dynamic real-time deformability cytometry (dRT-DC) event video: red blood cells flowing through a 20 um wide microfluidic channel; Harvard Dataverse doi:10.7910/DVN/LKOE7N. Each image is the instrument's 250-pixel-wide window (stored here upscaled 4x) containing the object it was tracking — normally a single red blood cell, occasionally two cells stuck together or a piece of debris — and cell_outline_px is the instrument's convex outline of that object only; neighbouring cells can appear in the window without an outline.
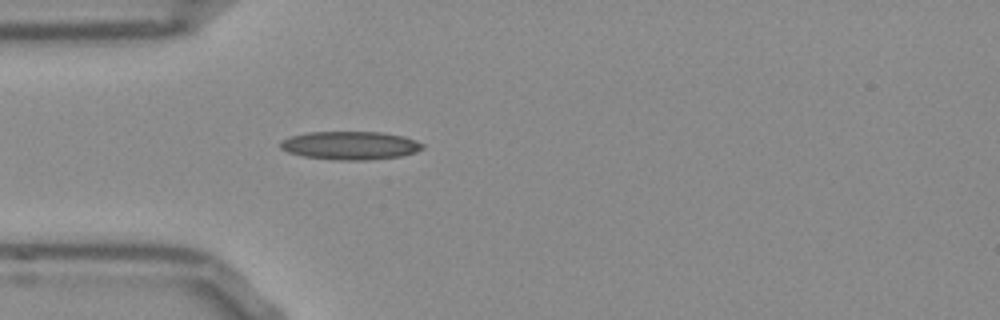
{"species": "Egyptian fruit bat (a non-hibernating species)", "species_latin": "Rousettus aegyptiacus", "temperature_condition": "room temperature", "stored_images_in_passage": 39, "camera_frame_rate_fps": 3000, "um_per_image_px": 0.085, "frame": {"image": 1, "passage_image": 1, "time_ms": 0.0, "image_size_px": [1000, 320], "cell_outline_px": [[424, 148], [416, 152], [400, 156], [364, 160], [336, 160], [304, 156], [288, 152], [280, 148], [280, 140], [288, 136], [308, 132], [380, 132], [404, 136], [416, 140], [424, 144]], "centroid_in_image_um": [29.75, 12.36], "position_along_channel_um": 55.2, "area_um2": 23.52}}
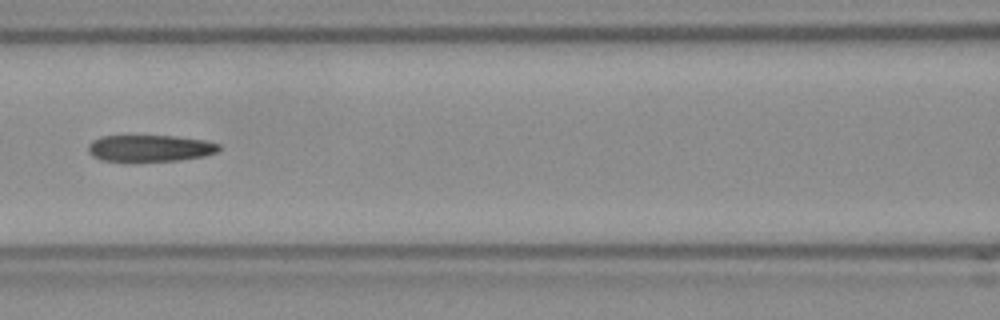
{"frame": {"image": 2, "passage_image": 9, "time_ms": 2.667, "image_size_px": [1000, 320], "cell_outline_px": [[220, 148], [216, 152], [204, 156], [180, 160], [100, 160], [92, 156], [88, 152], [88, 144], [92, 140], [100, 136], [176, 136], [204, 140], [220, 144]], "centroid_in_image_um": [12.73, 12.58], "position_along_channel_um": 153.9, "area_um2": 20.06}}
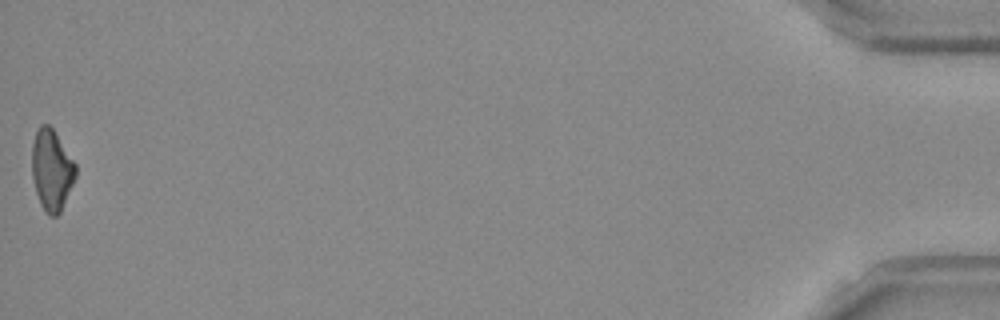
{"frame": {"image": 3, "passage_image": 39, "time_ms": 12.667, "image_size_px": [1000, 320], "cell_outline_px": [[76, 176], [60, 212], [56, 216], [48, 216], [40, 204], [36, 192], [32, 176], [32, 144], [36, 132], [40, 124], [48, 124], [52, 128], [76, 164]], "centroid_in_image_um": [4.38, 14.45], "position_along_channel_um": 430.8, "area_um2": 20.46}, "authors_computed_cell_mechanics": {"area_um2": 21.386, "velocity_mm_per_s": 3.815, "shape_relaxation_time_tau1_ms": null, "shape_relaxation_time_tau2_ms": 10.1329, "deformation_change_tau1": null, "deformation_change_tau2": 0.2297}}